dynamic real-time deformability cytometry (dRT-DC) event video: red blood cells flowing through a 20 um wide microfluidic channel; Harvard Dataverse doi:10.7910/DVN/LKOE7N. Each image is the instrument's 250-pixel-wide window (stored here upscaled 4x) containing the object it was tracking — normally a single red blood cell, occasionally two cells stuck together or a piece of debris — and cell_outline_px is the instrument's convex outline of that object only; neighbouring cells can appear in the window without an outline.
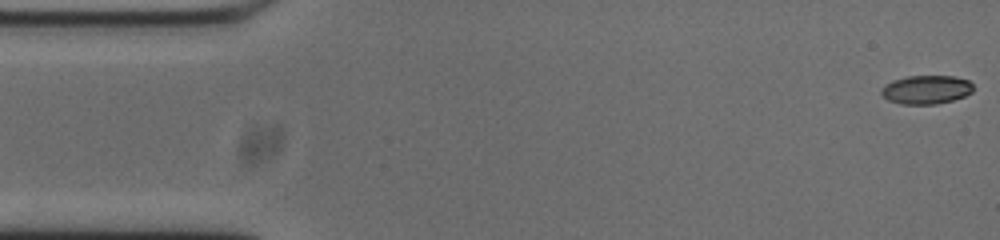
{"species": "common noctule bat (a hibernating species)", "species_latin": "Nyctalus noctula", "temperature_condition": "cold", "stored_images_in_passage": 53, "camera_frame_rate_fps": 3000, "um_per_image_px": 0.085, "animal": {"sex": "male", "body_mass_g": 20.0, "forearm_length_mm": 53.3}, "frame": {"image": 1, "passage_image": 1, "time_ms": 0.0, "image_size_px": [1000, 240], "cell_outline_px": [[972, 92], [964, 96], [952, 100], [936, 104], [900, 104], [888, 100], [880, 92], [880, 88], [884, 84], [892, 80], [908, 76], [952, 76], [968, 80], [972, 84]], "centroid_in_image_um": [78.69, 7.62], "position_along_channel_um": 6.3, "area_um2": 15.37}}
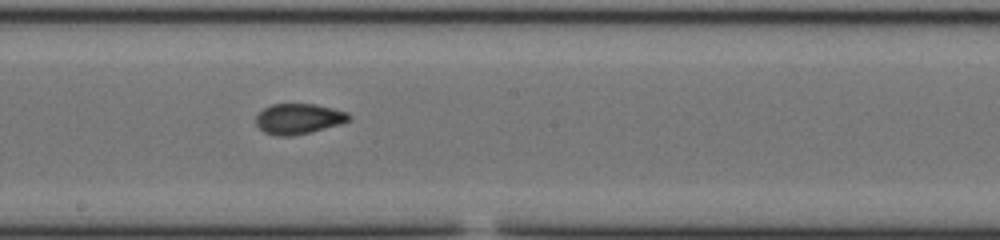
{"frame": {"image": 2, "passage_image": 28, "time_ms": 9.0, "image_size_px": [1000, 240], "cell_outline_px": [[352, 116], [348, 120], [340, 124], [292, 136], [276, 136], [264, 132], [256, 124], [256, 116], [264, 108], [272, 104], [316, 104], [348, 112]], "centroid_in_image_um": [25.37, 10.09], "position_along_channel_um": 222.8, "area_um2": 16.36}}
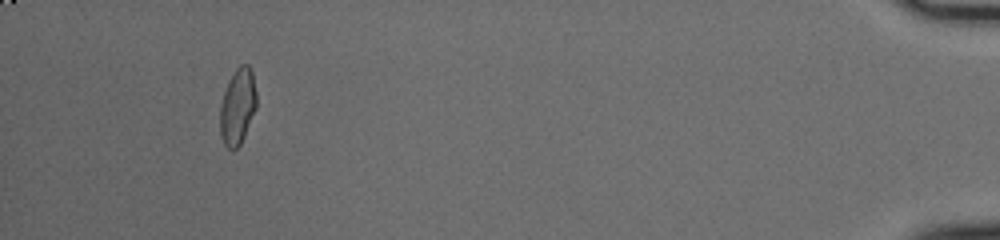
{"frame": {"image": 3, "passage_image": 50, "time_ms": 16.333, "image_size_px": [1000, 240], "cell_outline_px": [[256, 108], [244, 136], [240, 144], [236, 148], [228, 148], [224, 144], [220, 136], [220, 104], [228, 80], [236, 68], [240, 64], [248, 64], [252, 68], [256, 92]], "centroid_in_image_um": [20.19, 9.01], "position_along_channel_um": 415.0, "area_um2": 16.24}, "authors_computed_cell_mechanics": {"area_um2": 16.3574, "velocity_mm_per_s": 3.7317, "shape_relaxation_time_tau1_ms": null, "shape_relaxation_time_tau2_ms": 1.9401, "deformation_change_tau1": null, "deformation_change_tau2": 0.0657}}